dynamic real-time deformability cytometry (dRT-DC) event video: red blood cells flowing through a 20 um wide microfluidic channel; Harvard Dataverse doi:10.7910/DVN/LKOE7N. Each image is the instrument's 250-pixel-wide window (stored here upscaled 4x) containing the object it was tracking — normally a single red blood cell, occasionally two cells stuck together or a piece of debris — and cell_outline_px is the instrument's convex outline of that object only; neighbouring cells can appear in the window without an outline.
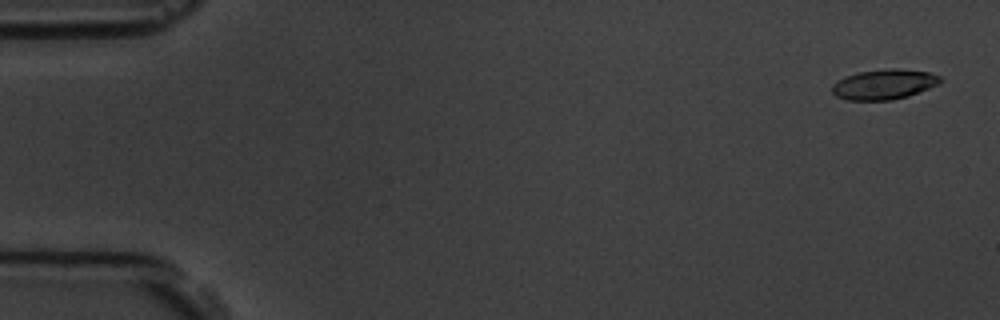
{"species": "common noctule bat (a hibernating species)", "species_latin": "Nyctalus noctula", "temperature_condition": "room temperature", "stored_images_in_passage": 57, "camera_frame_rate_fps": 3000, "um_per_image_px": 0.085, "animal": {"sex": "male", "body_mass_g": 19.5, "forearm_length_mm": 54.6}, "frame": {"image": 1, "passage_image": 2, "time_ms": 0.333, "image_size_px": [1000, 320], "cell_outline_px": [[944, 80], [940, 84], [908, 96], [892, 100], [848, 100], [836, 96], [832, 92], [832, 84], [836, 80], [844, 76], [860, 72], [888, 68], [896, 68], [928, 72], [940, 76]], "centroid_in_image_um": [75.15, 7.16], "position_along_channel_um": 9.9, "area_um2": 19.13}}
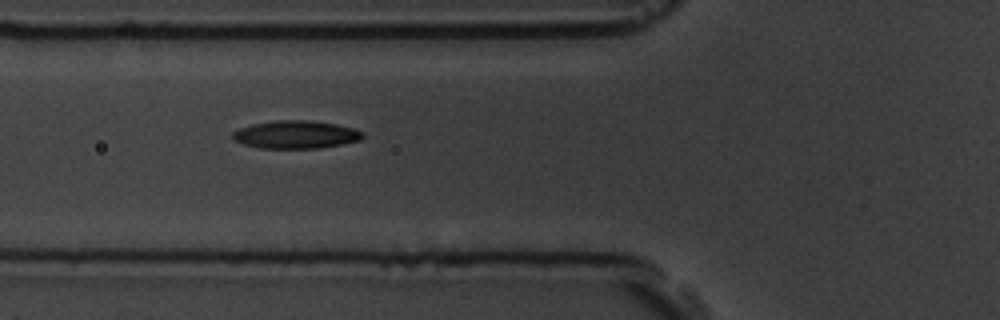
{"frame": {"image": 2, "passage_image": 21, "time_ms": 6.667, "image_size_px": [1000, 320], "cell_outline_px": [[364, 136], [360, 140], [340, 144], [316, 148], [260, 148], [244, 144], [232, 140], [232, 132], [240, 128], [252, 124], [276, 120], [308, 120], [336, 124], [352, 128], [364, 132]], "centroid_in_image_um": [25.11, 11.43], "position_along_channel_um": 100.7, "area_um2": 21.04}}
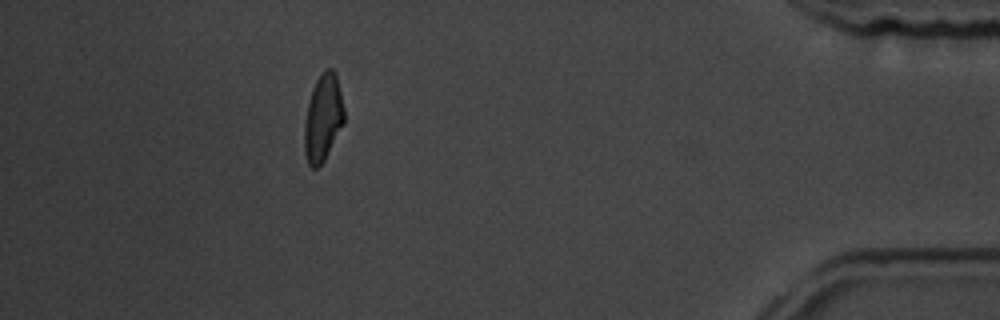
{"frame": {"image": 3, "passage_image": 51, "time_ms": 16.667, "image_size_px": [1000, 320], "cell_outline_px": [[344, 124], [324, 160], [316, 168], [312, 168], [308, 164], [304, 152], [304, 124], [308, 104], [312, 88], [316, 80], [328, 68], [332, 68], [336, 72], [344, 108]], "centroid_in_image_um": [27.46, 10.03], "position_along_channel_um": 407.7, "area_um2": 20.11}, "authors_computed_cell_mechanics": {"area_um2": 20.1144, "velocity_mm_per_s": 3.5978, "shape_relaxation_time_tau1_ms": 6.9389, "shape_relaxation_time_tau2_ms": 6.4499, "deformation_change_tau1": 0.1954, "deformation_change_tau2": 0.1318}}